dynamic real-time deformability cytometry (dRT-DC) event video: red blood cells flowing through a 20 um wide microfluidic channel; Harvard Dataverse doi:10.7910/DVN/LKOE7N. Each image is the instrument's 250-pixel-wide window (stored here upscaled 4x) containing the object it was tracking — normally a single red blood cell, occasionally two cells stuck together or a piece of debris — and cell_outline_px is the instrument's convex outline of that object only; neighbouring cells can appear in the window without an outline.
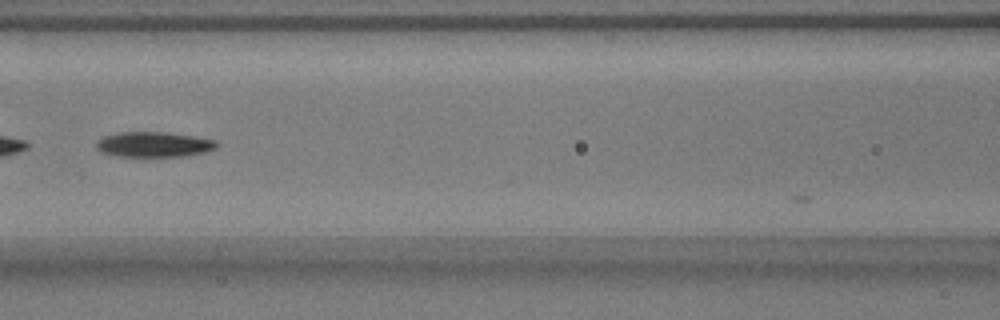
{"species": "common noctule bat (a hibernating species)", "species_latin": "Nyctalus noctula", "temperature_condition": "warm", "stored_images_in_passage": 10, "camera_frame_rate_fps": 3000, "um_per_image_px": 0.085, "animal": {"sex": "male", "body_mass_g": 17.9}, "frame": {"image": 1, "passage_image": 7, "time_ms": 2.0, "image_size_px": [1000, 320], "cell_outline_px": [[216, 148], [204, 152], [180, 156], [112, 156], [100, 152], [96, 148], [96, 140], [104, 136], [116, 132], [164, 132], [192, 136], [216, 140]], "centroid_in_image_um": [12.98, 12.27], "position_along_channel_um": 153.6, "area_um2": 17.63}}